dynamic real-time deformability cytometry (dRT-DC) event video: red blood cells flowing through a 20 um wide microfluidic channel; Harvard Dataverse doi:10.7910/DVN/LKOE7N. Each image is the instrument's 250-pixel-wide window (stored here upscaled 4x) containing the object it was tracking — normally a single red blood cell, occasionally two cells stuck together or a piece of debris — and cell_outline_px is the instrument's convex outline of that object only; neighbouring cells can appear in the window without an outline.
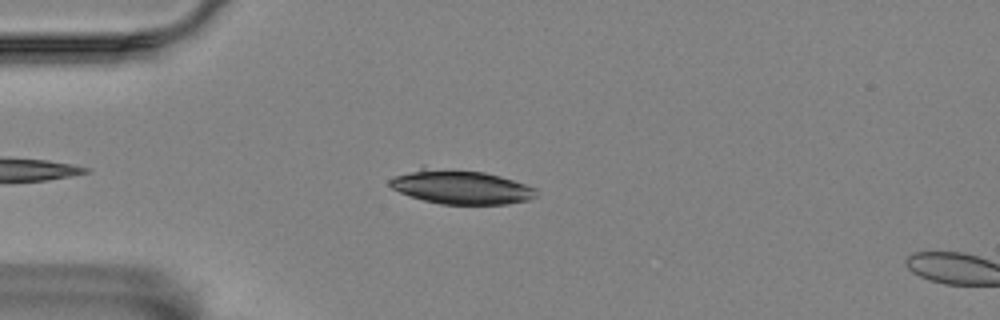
{"species": "Egyptian fruit bat (a non-hibernating species)", "species_latin": "Rousettus aegyptiacus", "temperature_condition": "room temperature", "stored_images_in_passage": 7, "camera_frame_rate_fps": 3000, "um_per_image_px": 0.085, "animal": {"sex": "female"}, "frame": {"image": 1, "passage_image": 4, "time_ms": 1.0, "image_size_px": [1000, 320], "cell_outline_px": [[536, 196], [528, 200], [508, 204], [440, 204], [424, 200], [400, 192], [392, 188], [388, 184], [388, 180], [396, 176], [424, 164], [484, 172], [500, 176], [536, 188]], "centroid_in_image_um": [39.11, 15.85], "position_along_channel_um": 45.9, "area_um2": 29.59}}